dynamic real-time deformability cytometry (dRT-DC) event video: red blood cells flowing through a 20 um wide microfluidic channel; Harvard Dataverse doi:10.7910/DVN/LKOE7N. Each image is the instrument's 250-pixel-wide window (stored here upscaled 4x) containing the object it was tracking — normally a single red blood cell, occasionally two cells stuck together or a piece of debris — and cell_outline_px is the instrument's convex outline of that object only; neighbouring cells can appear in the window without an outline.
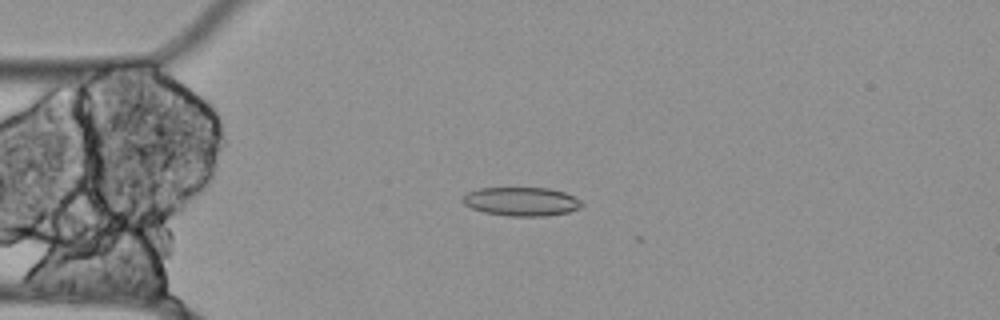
{"species": "Egyptian fruit bat (a non-hibernating species)", "species_latin": "Rousettus aegyptiacus", "temperature_condition": "cold", "stored_images_in_passage": 12, "camera_frame_rate_fps": 3000, "um_per_image_px": 0.085, "animal": {"sex": "female"}, "frame": {"image": 1, "passage_image": 7, "time_ms": 2.0, "image_size_px": [1000, 320], "cell_outline_px": [[584, 204], [580, 208], [568, 212], [548, 216], [508, 216], [484, 212], [472, 208], [464, 204], [460, 200], [460, 196], [468, 192], [480, 188], [548, 188], [564, 192], [580, 200]], "centroid_in_image_um": [44.29, 17.13], "position_along_channel_um": 40.7, "area_um2": 20.06}}